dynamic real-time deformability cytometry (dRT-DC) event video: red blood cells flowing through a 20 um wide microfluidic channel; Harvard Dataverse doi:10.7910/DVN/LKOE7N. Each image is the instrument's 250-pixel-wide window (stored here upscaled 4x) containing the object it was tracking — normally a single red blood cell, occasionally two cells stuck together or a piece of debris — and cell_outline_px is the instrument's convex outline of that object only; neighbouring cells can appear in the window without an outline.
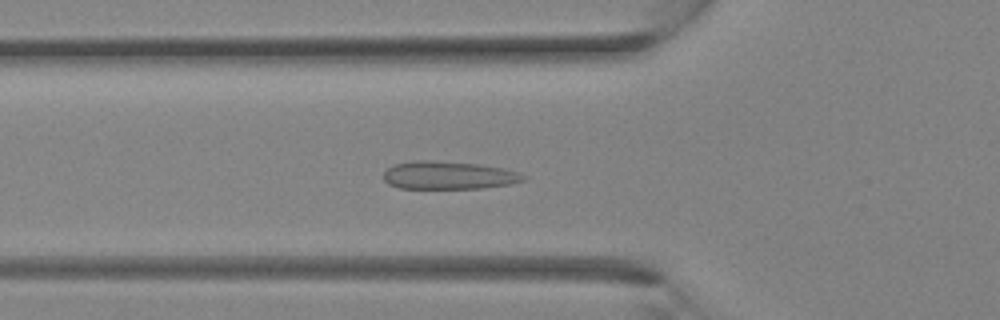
{"species": "Egyptian fruit bat (a non-hibernating species)", "species_latin": "Rousettus aegyptiacus", "temperature_condition": "room temperature", "stored_images_in_passage": 25, "camera_frame_rate_fps": 3000, "um_per_image_px": 0.085, "animal": {"sex": "female"}, "frame": {"image": 1, "passage_image": 2, "time_ms": 0.333, "image_size_px": [1000, 320], "cell_outline_px": [[528, 176], [524, 180], [508, 184], [480, 188], [400, 188], [388, 184], [384, 180], [384, 172], [392, 164], [412, 160], [436, 160], [476, 164], [504, 168]], "centroid_in_image_um": [38.08, 14.89], "position_along_channel_um": 87.7, "area_um2": 22.77}}
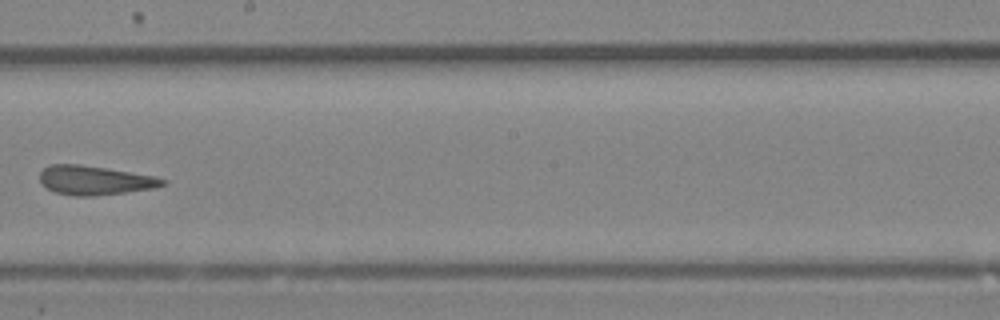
{"frame": {"image": 2, "passage_image": 10, "time_ms": 3.0, "image_size_px": [1000, 320], "cell_outline_px": [[168, 180], [164, 184], [156, 188], [92, 196], [76, 196], [56, 192], [40, 184], [40, 172], [48, 164], [80, 164], [156, 176]], "centroid_in_image_um": [8.05, 15.32], "position_along_channel_um": 240.2, "area_um2": 20.81}}
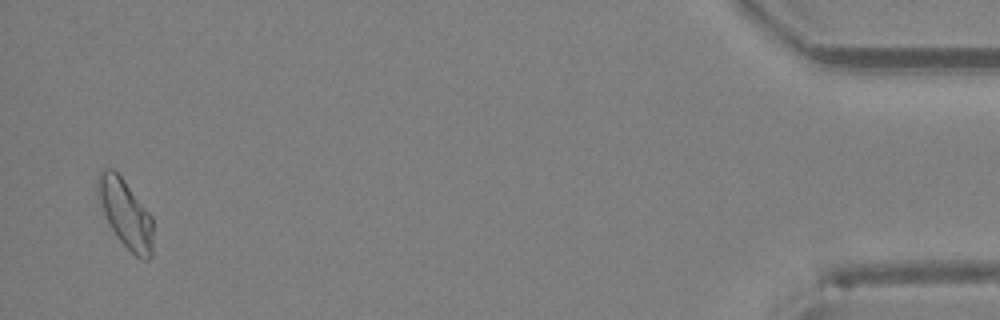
{"frame": {"image": 3, "passage_image": 24, "time_ms": 7.667, "image_size_px": [1000, 320], "cell_outline_px": [[152, 256], [148, 260], [144, 260], [136, 256], [116, 236], [104, 212], [96, 192], [96, 180], [100, 172], [104, 168], [112, 168], [120, 176], [152, 216]], "centroid_in_image_um": [10.66, 18.14], "position_along_channel_um": 424.5, "area_um2": 21.56}}